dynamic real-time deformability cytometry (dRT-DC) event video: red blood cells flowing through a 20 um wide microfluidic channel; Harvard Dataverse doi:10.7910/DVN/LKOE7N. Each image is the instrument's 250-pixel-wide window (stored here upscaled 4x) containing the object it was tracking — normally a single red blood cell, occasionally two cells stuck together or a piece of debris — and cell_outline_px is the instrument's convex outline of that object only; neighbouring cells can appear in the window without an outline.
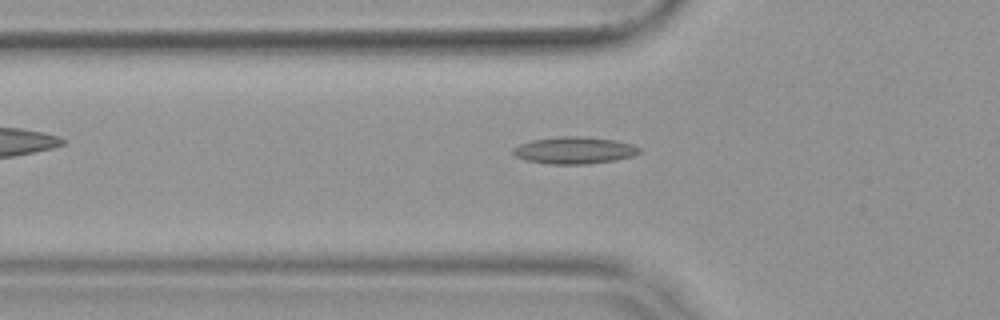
{"species": "common noctule bat (a hibernating species)", "species_latin": "Nyctalus noctula", "temperature_condition": "warm", "stored_images_in_passage": 53, "camera_frame_rate_fps": 3000, "um_per_image_px": 0.085, "animal": {"sex": "female", "body_mass_g": 19.9}, "frame": {"image": 1, "passage_image": 18, "time_ms": 5.667, "image_size_px": [1000, 320], "cell_outline_px": [[640, 152], [632, 156], [616, 160], [588, 164], [548, 164], [524, 160], [516, 156], [512, 152], [512, 148], [520, 144], [532, 140], [560, 136], [584, 136], [616, 140], [632, 144], [640, 148]], "centroid_in_image_um": [48.81, 12.78], "position_along_channel_um": 77.0, "area_um2": 20.0}}
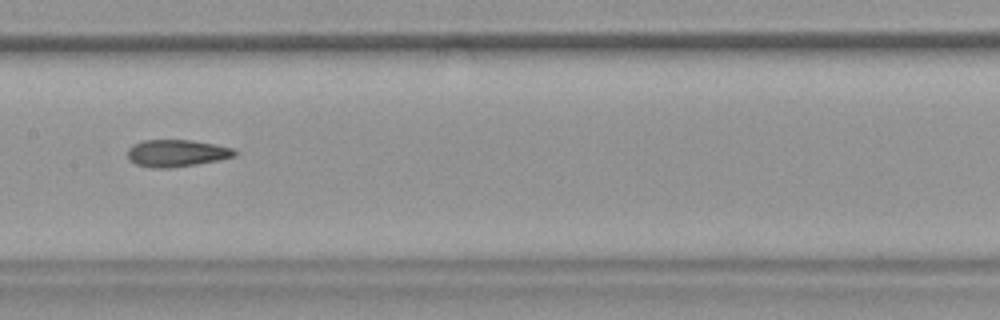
{"frame": {"image": 2, "passage_image": 27, "time_ms": 8.667, "image_size_px": [1000, 320], "cell_outline_px": [[236, 156], [220, 160], [196, 164], [168, 168], [152, 168], [136, 164], [128, 160], [128, 148], [132, 144], [144, 140], [192, 140], [232, 148], [236, 152]], "centroid_in_image_um": [14.98, 13.02], "position_along_channel_um": 192.4, "area_um2": 16.88}}
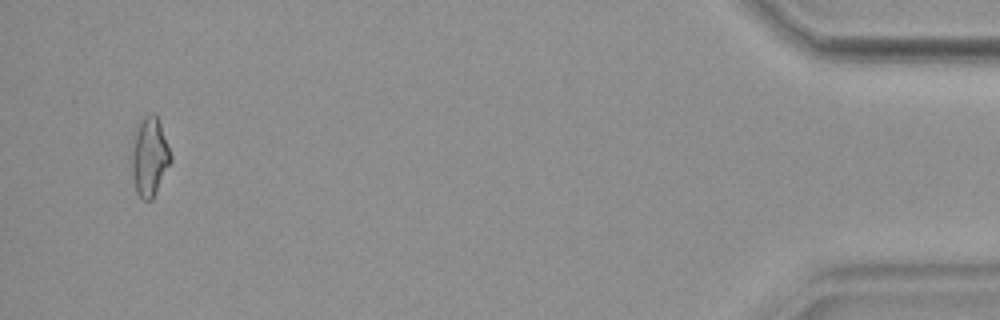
{"frame": {"image": 3, "passage_image": 51, "time_ms": 16.667, "image_size_px": [1000, 320], "cell_outline_px": [[172, 160], [152, 200], [144, 200], [136, 192], [132, 176], [132, 136], [140, 120], [144, 116], [152, 112], [156, 112], [172, 156]], "centroid_in_image_um": [12.7, 13.28], "position_along_channel_um": 422.5, "area_um2": 18.09}, "authors_computed_cell_mechanics": {"area_um2": 17.2822, "velocity_mm_per_s": 3.8301, "shape_relaxation_time_tau1_ms": null, "shape_relaxation_time_tau2_ms": 3.5344, "deformation_change_tau1": null, "deformation_change_tau2": 0.1235}}